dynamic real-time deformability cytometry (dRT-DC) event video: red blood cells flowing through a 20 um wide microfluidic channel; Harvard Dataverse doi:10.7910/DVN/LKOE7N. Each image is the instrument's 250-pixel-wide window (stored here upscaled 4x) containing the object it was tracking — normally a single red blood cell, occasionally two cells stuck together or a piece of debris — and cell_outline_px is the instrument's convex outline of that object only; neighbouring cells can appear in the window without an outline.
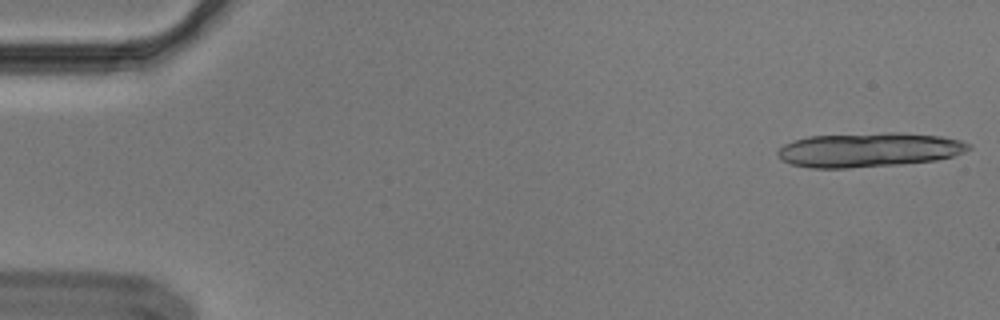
{"species": "Egyptian fruit bat (a non-hibernating species)", "species_latin": "Rousettus aegyptiacus", "temperature_condition": "cold", "stored_images_in_passage": 14, "camera_frame_rate_fps": 3000, "um_per_image_px": 0.085, "animal": {"sex": "male"}, "frame": {"image": 1, "passage_image": 1, "time_ms": 0.0, "image_size_px": [1000, 320], "cell_outline_px": [[972, 148], [964, 152], [952, 156], [936, 160], [904, 164], [848, 168], [812, 168], [792, 164], [780, 160], [776, 156], [776, 152], [784, 144], [808, 136], [888, 132], [900, 132], [940, 136], [960, 140], [972, 144]], "centroid_in_image_um": [73.86, 12.73], "position_along_channel_um": 11.1, "area_um2": 38.49}}